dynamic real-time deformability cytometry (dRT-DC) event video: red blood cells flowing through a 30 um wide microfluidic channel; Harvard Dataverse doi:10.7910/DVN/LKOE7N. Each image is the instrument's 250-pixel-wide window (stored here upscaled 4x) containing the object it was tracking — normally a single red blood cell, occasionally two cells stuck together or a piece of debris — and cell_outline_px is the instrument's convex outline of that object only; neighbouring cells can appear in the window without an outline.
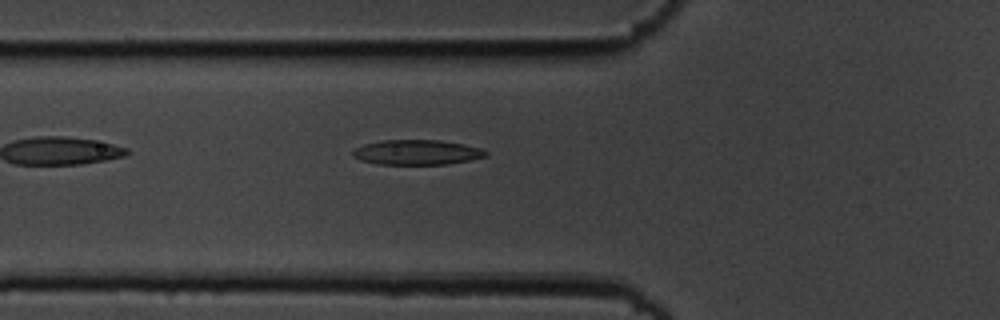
{"species": "common noctule bat (a hibernating species)", "species_latin": "Nyctalus noctula", "temperature_condition": "cold", "stored_images_in_passage": 39, "camera_frame_rate_fps": 3000, "um_per_image_px": 0.085, "animal": {"sex": "male", "body_mass_g": 19.5, "forearm_length_mm": 54.6}, "frame": {"image": 1, "passage_image": 3, "time_ms": 0.667, "image_size_px": [1000, 320], "cell_outline_px": [[488, 156], [448, 164], [376, 164], [360, 160], [352, 156], [352, 148], [364, 144], [380, 140], [440, 140], [464, 144], [480, 148], [488, 152]], "centroid_in_image_um": [35.39, 12.94], "position_along_channel_um": 90.4, "area_um2": 19.48}}
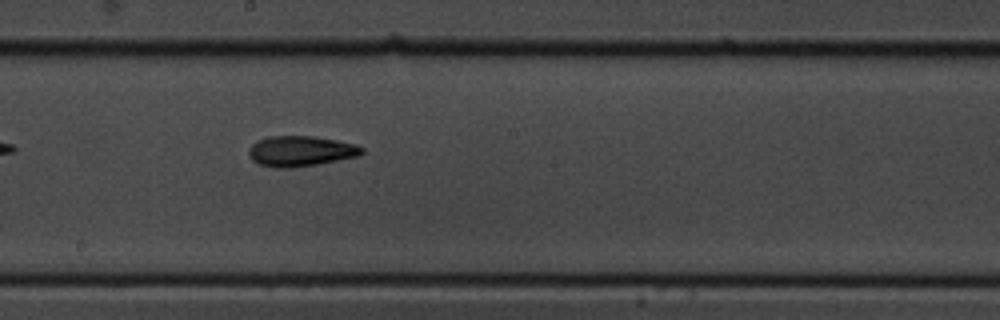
{"frame": {"image": 2, "passage_image": 14, "time_ms": 4.333, "image_size_px": [1000, 320], "cell_outline_px": [[364, 152], [360, 156], [316, 164], [288, 168], [276, 168], [260, 164], [252, 160], [248, 156], [248, 148], [252, 144], [268, 136], [312, 136], [336, 140], [356, 144], [364, 148]], "centroid_in_image_um": [25.56, 12.84], "position_along_channel_um": 222.6, "area_um2": 20.06}}
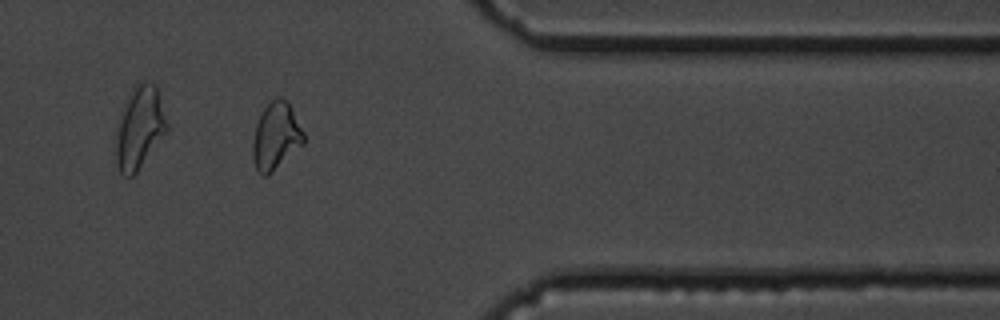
{"frame": {"image": 3, "passage_image": 29, "time_ms": 9.333, "image_size_px": [1000, 320], "cell_outline_px": [[304, 144], [264, 176], [256, 168], [252, 160], [252, 144], [256, 124], [264, 108], [276, 96], [280, 96], [288, 100], [304, 132]], "centroid_in_image_um": [23.46, 11.51], "position_along_channel_um": 387.9, "area_um2": 19.65}, "authors_computed_cell_mechanics": {"area_um2": 19.3052, "velocity_mm_per_s": 3.605, "shape_relaxation_time_tau1_ms": 7.8662, "shape_relaxation_time_tau2_ms": 4.4948, "deformation_change_tau1": 0.1957, "deformation_change_tau2": 0.1215}}